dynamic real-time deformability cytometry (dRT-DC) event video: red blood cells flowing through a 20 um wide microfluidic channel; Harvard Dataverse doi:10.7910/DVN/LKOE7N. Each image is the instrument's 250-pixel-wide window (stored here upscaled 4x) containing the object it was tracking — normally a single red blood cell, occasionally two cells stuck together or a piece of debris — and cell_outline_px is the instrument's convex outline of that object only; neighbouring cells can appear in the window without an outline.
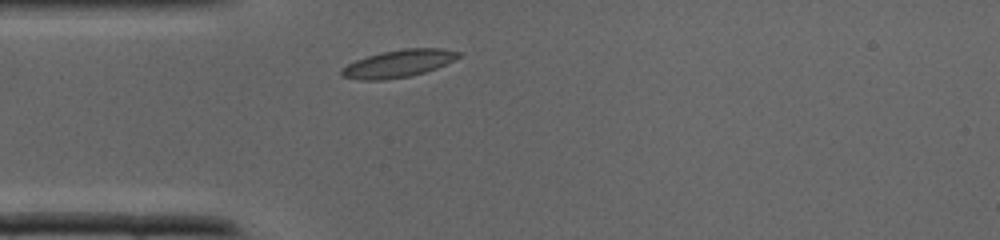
{"species": "common noctule bat (a hibernating species)", "species_latin": "Nyctalus noctula", "temperature_condition": "cold", "stored_images_in_passage": 23, "camera_frame_rate_fps": 3000, "um_per_image_px": 0.085, "animal": {"sex": "male", "body_mass_g": 19.0, "forearm_length_mm": 50.8}, "frame": {"image": 1, "passage_image": 1, "time_ms": 0.0, "image_size_px": [1000, 240], "cell_outline_px": [[464, 52], [460, 56], [436, 68], [424, 72], [408, 76], [384, 80], [360, 80], [340, 76], [340, 72], [348, 64], [356, 60], [380, 52], [404, 48], [444, 48]], "centroid_in_image_um": [33.88, 5.39], "position_along_channel_um": 51.1, "area_um2": 18.61}}
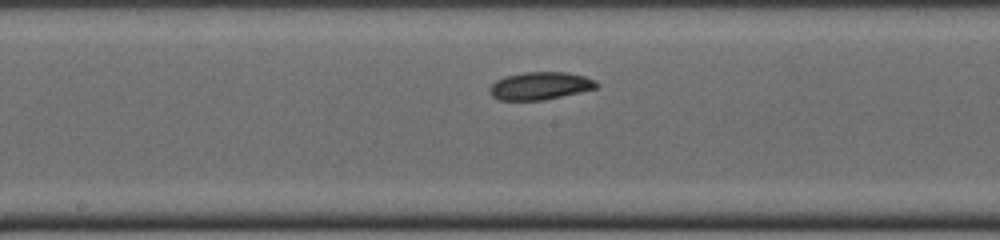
{"frame": {"image": 2, "passage_image": 10, "time_ms": 3.0, "image_size_px": [1000, 240], "cell_outline_px": [[600, 84], [596, 88], [580, 92], [540, 100], [500, 100], [492, 96], [488, 92], [488, 88], [496, 80], [504, 76], [524, 72], [568, 72], [584, 76], [596, 80]], "centroid_in_image_um": [45.89, 7.28], "position_along_channel_um": 202.3, "area_um2": 17.28}}
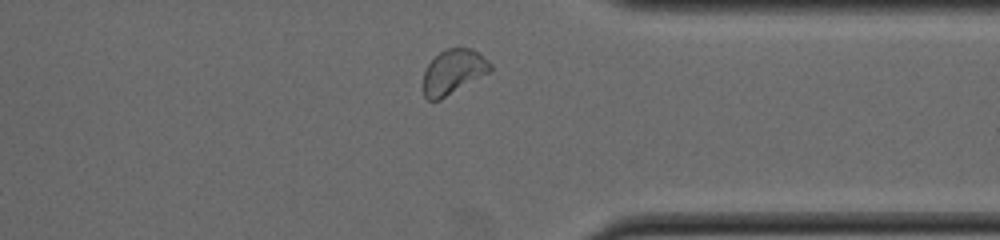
{"frame": {"image": 3, "passage_image": 20, "time_ms": 6.333, "image_size_px": [1000, 240], "cell_outline_px": [[492, 72], [440, 100], [428, 100], [424, 96], [424, 72], [428, 64], [444, 48], [472, 48], [488, 60], [492, 64]], "centroid_in_image_um": [38.57, 6.11], "position_along_channel_um": 372.8, "area_um2": 17.63}}